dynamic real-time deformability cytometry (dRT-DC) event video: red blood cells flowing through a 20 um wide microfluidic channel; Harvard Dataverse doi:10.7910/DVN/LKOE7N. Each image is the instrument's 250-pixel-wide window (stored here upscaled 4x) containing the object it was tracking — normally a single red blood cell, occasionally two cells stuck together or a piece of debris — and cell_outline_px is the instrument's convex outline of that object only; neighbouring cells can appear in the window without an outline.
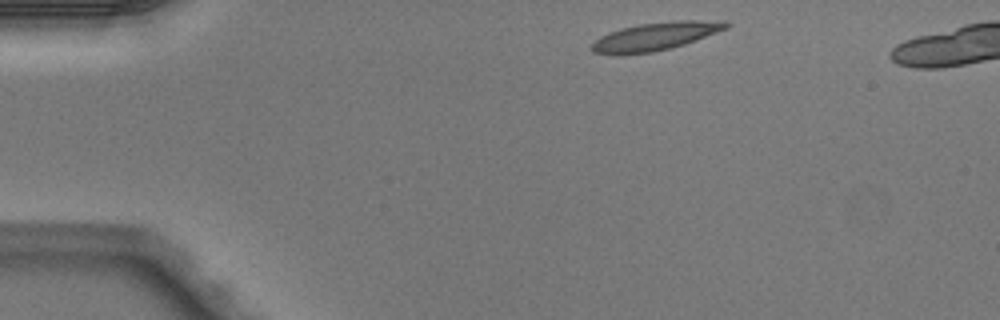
{"species": "Egyptian fruit bat (a non-hibernating species)", "species_latin": "Rousettus aegyptiacus", "temperature_condition": "warm", "stored_images_in_passage": 3, "camera_frame_rate_fps": 3000, "um_per_image_px": 0.085, "animal": {"sex": "male"}, "frame": {"image": 1, "passage_image": 1, "time_ms": 0.0, "image_size_px": [1000, 320], "cell_outline_px": [[732, 24], [728, 28], [684, 44], [652, 52], [620, 56], [612, 56], [592, 52], [588, 48], [600, 36], [608, 32], [620, 28], [640, 24], [676, 20], [728, 20]], "centroid_in_image_um": [55.67, 3.1], "position_along_channel_um": 29.3, "area_um2": 22.43}}